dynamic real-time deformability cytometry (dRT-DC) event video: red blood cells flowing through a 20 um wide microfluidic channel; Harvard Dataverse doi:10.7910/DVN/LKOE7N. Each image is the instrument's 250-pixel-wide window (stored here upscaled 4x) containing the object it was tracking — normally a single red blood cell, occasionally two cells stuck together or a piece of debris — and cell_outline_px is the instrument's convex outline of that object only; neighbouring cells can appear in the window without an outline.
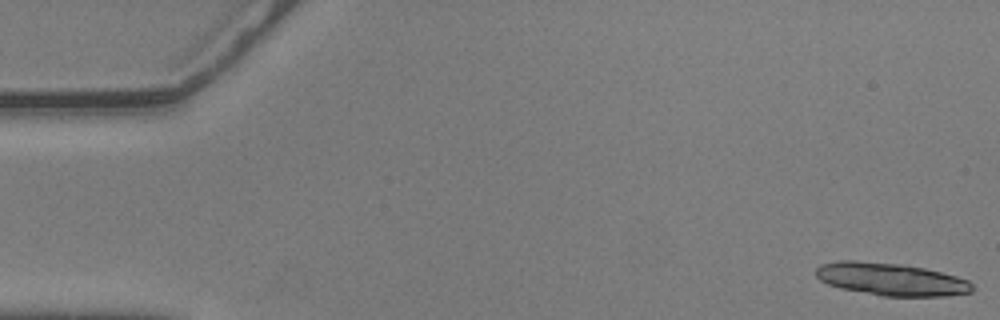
{"species": "common noctule bat (a hibernating species)", "species_latin": "Nyctalus noctula", "temperature_condition": "warm", "stored_images_in_passage": 16, "camera_frame_rate_fps": 3000, "um_per_image_px": 0.085, "animal": {"sex": "male", "body_mass_g": 20.5, "forearm_length_mm": 52.5}, "frame": {"image": 1, "passage_image": 1, "time_ms": 0.0, "image_size_px": [1000, 320], "cell_outline_px": [[972, 292], [948, 296], [884, 296], [840, 288], [828, 284], [820, 280], [816, 276], [816, 268], [820, 264], [840, 260], [856, 260], [900, 264], [924, 268], [956, 276], [968, 280], [972, 284]], "centroid_in_image_um": [75.72, 23.73], "position_along_channel_um": 9.3, "area_um2": 29.65}}